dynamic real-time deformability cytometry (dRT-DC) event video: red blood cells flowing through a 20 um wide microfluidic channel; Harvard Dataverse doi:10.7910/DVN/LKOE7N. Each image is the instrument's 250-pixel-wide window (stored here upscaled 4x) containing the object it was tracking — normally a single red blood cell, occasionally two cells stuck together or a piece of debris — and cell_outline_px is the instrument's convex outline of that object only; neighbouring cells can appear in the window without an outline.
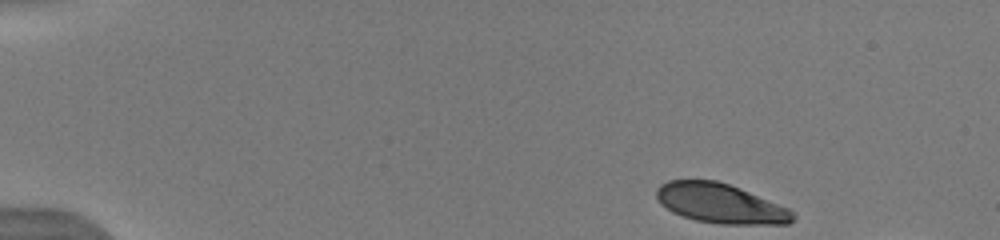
{"species": "human", "species_latin": "Homo sapiens", "temperature_condition": "warm", "stored_images_in_passage": 7, "camera_frame_rate_fps": 3000, "um_per_image_px": 0.085, "donor": {"sex": "male"}, "frame": {"image": 1, "passage_image": 1, "time_ms": 0.0, "image_size_px": [1000, 240], "cell_outline_px": [[796, 216], [788, 224], [720, 224], [696, 220], [672, 212], [660, 204], [656, 196], [656, 188], [660, 184], [668, 180], [716, 180], [740, 188], [788, 208], [796, 212]], "centroid_in_image_um": [61.22, 17.29], "position_along_channel_um": 23.8, "area_um2": 31.5}}
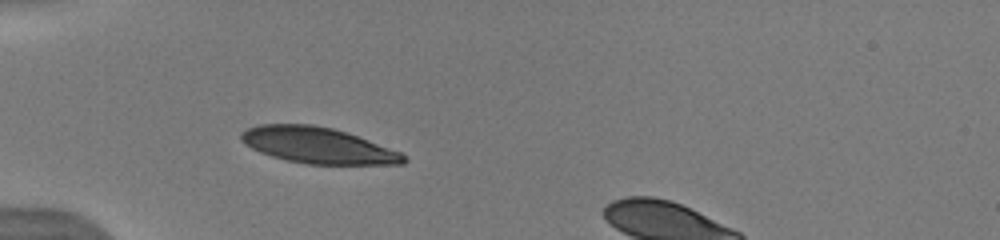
{"frame": {"image": 2, "passage_image": 5, "time_ms": 3.333, "image_size_px": [1000, 240], "cell_outline_px": [[408, 160], [404, 164], [308, 164], [288, 160], [272, 156], [260, 152], [244, 144], [240, 140], [240, 132], [248, 128], [260, 124], [312, 124], [332, 128], [368, 140], [400, 152]], "centroid_in_image_um": [26.97, 12.35], "position_along_channel_um": 58.0, "area_um2": 33.81}}